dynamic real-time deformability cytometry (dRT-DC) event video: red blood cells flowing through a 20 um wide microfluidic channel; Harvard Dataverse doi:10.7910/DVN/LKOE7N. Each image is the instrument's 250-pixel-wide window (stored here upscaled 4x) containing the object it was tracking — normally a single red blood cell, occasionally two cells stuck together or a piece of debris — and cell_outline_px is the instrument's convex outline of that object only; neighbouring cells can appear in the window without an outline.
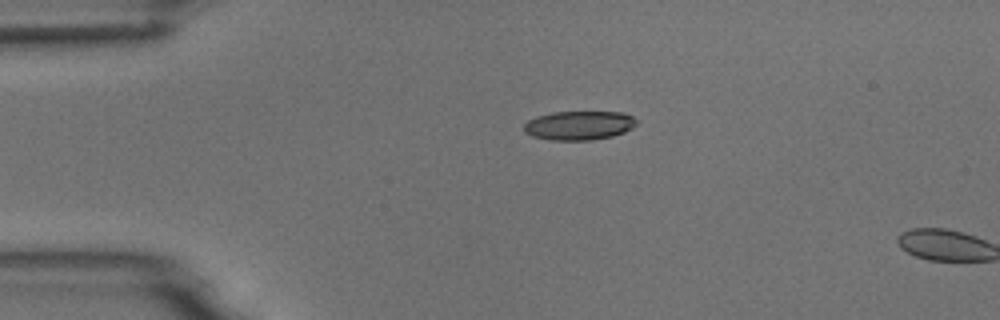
{"species": "common noctule bat (a hibernating species)", "species_latin": "Nyctalus noctula", "temperature_condition": "room temperature", "stored_images_in_passage": 2, "camera_frame_rate_fps": 3000, "um_per_image_px": 0.085, "animal": {"sex": "male", "body_mass_g": 18.8}, "frame": {"image": 1, "passage_image": 1, "time_ms": 0.0, "image_size_px": [1000, 320], "cell_outline_px": [[636, 124], [632, 128], [624, 132], [612, 136], [592, 140], [552, 140], [532, 136], [524, 132], [524, 124], [528, 120], [536, 116], [552, 112], [624, 112], [632, 116], [636, 120]], "centroid_in_image_um": [49.21, 10.66], "position_along_channel_um": 35.8, "area_um2": 19.07}}